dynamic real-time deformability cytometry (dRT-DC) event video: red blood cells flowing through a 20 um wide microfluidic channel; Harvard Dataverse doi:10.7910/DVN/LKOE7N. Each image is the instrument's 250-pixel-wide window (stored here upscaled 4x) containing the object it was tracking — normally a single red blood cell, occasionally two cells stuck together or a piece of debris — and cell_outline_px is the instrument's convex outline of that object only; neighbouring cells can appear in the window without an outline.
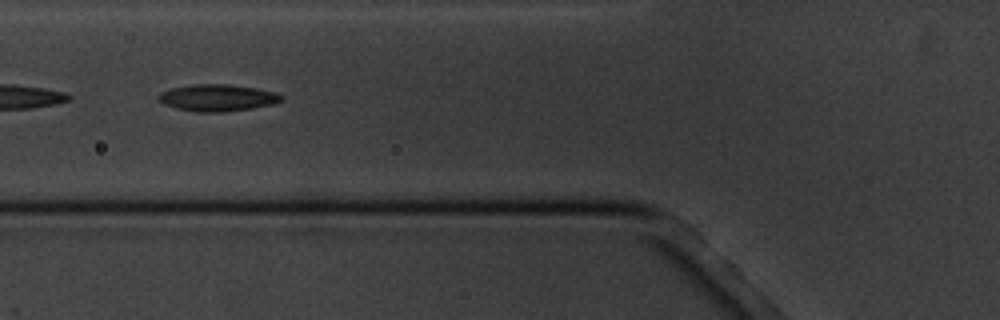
{"species": "common noctule bat (a hibernating species)", "species_latin": "Nyctalus noctula", "temperature_condition": "cold", "stored_images_in_passage": 7, "camera_frame_rate_fps": 3000, "um_per_image_px": 0.085, "animal": {"sex": "male", "body_mass_g": 20.1, "forearm_length_mm": 53.5}, "frame": {"image": 1, "passage_image": 5, "time_ms": 5.667, "image_size_px": [1000, 320], "cell_outline_px": [[284, 100], [272, 104], [252, 108], [224, 112], [196, 112], [176, 108], [164, 104], [156, 100], [156, 96], [160, 92], [172, 88], [192, 84], [228, 84], [256, 88], [276, 92], [284, 96]], "centroid_in_image_um": [18.47, 8.31], "position_along_channel_um": 107.3, "area_um2": 19.42}}
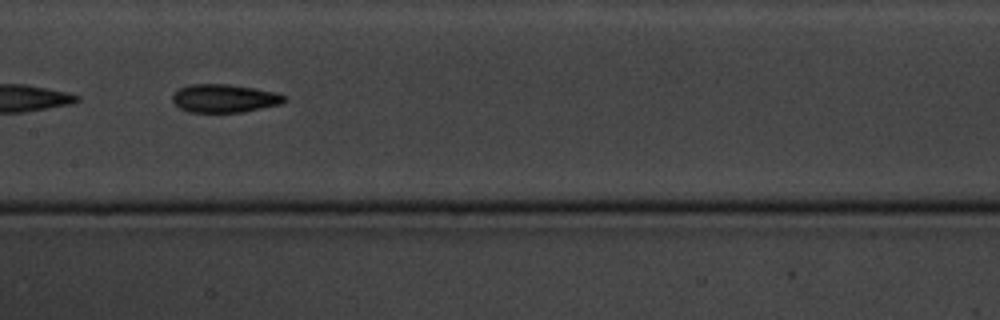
{"frame": {"image": 2, "passage_image": 7, "time_ms": 8.0, "image_size_px": [1000, 320], "cell_outline_px": [[288, 100], [280, 104], [244, 112], [188, 112], [180, 108], [172, 100], [172, 96], [180, 88], [188, 84], [228, 84], [276, 92], [284, 96]], "centroid_in_image_um": [19.07, 8.36], "position_along_channel_um": 188.3, "area_um2": 18.32}}